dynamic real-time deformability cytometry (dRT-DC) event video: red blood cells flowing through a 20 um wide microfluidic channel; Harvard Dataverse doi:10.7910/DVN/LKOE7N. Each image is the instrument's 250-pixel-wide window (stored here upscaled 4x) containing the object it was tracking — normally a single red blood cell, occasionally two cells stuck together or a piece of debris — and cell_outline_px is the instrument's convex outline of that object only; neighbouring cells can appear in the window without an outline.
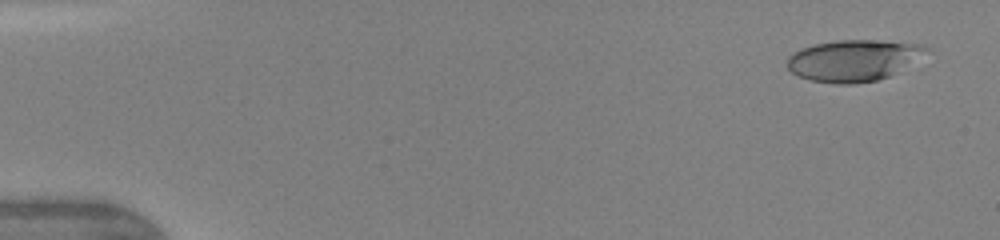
{"species": "human", "species_latin": "Homo sapiens", "temperature_condition": "warm", "stored_images_in_passage": 47, "camera_frame_rate_fps": 3000, "um_per_image_px": 0.085, "donor": {"sex": "female"}, "frame": {"image": 1, "passage_image": 3, "time_ms": 0.667, "image_size_px": [1000, 240], "cell_outline_px": [[932, 48], [888, 76], [876, 80], [856, 84], [836, 84], [808, 80], [792, 72], [788, 68], [788, 56], [800, 48], [816, 44], [836, 40], [880, 40], [920, 44]], "centroid_in_image_um": [72.49, 5.13], "position_along_channel_um": 12.5, "area_um2": 33.12}}
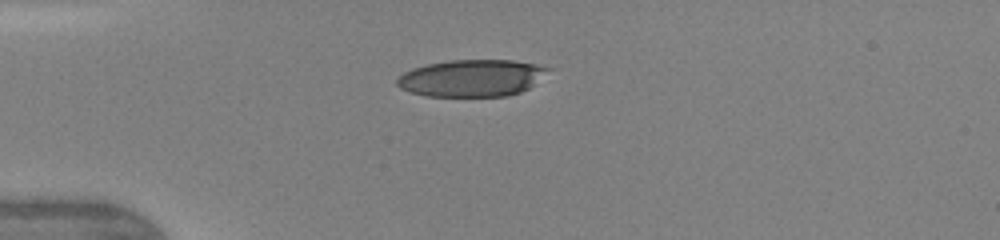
{"frame": {"image": 2, "passage_image": 13, "time_ms": 4.0, "image_size_px": [1000, 240], "cell_outline_px": [[556, 68], [528, 88], [520, 92], [508, 96], [428, 96], [412, 92], [400, 88], [396, 84], [396, 80], [404, 72], [412, 68], [428, 64], [448, 60], [512, 60], [536, 64]], "centroid_in_image_um": [40.15, 6.62], "position_along_channel_um": 44.8, "area_um2": 32.71}}
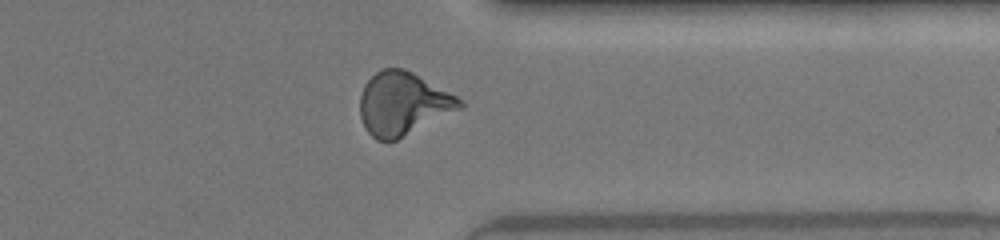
{"frame": {"image": 3, "passage_image": 38, "time_ms": 12.333, "image_size_px": [1000, 240], "cell_outline_px": [[464, 108], [396, 140], [376, 140], [364, 128], [360, 116], [360, 96], [364, 84], [376, 72], [384, 68], [404, 68], [412, 72], [464, 100]], "centroid_in_image_um": [34.26, 8.82], "position_along_channel_um": 377.1, "area_um2": 36.7}, "authors_computed_cell_mechanics": {"area_um2": 34.7378, "velocity_mm_per_s": 4.3187, "shape_relaxation_time_tau1_ms": 7.2352, "shape_relaxation_time_tau2_ms": 1.4047, "deformation_change_tau1": 0.2425, "deformation_change_tau2": 0.097}}